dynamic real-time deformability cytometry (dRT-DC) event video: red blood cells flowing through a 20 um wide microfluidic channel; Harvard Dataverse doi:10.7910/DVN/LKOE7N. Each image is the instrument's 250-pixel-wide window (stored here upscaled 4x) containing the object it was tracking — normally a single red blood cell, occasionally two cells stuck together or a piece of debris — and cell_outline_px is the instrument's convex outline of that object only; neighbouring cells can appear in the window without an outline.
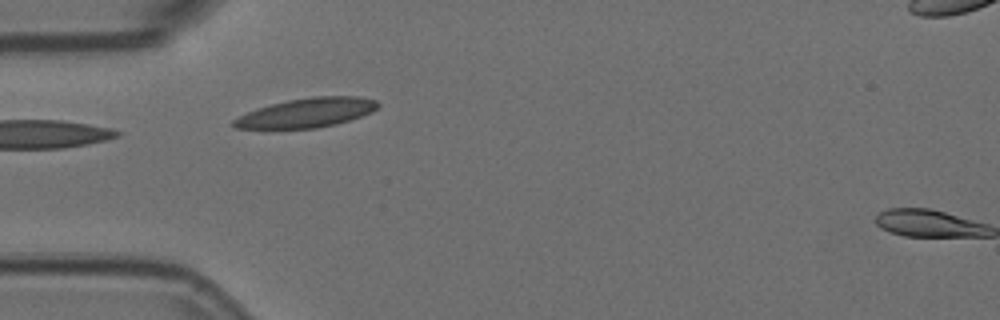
{"species": "Egyptian fruit bat (a non-hibernating species)", "species_latin": "Rousettus aegyptiacus", "temperature_condition": "room temperature", "stored_images_in_passage": 2, "segment_of_instrument_passage": [1, 2], "camera_frame_rate_fps": 3000, "um_per_image_px": 0.085, "animal": {"sex": "female"}, "frame": {"image": 1, "passage_image": 1, "time_ms": 0.0, "image_size_px": [1000, 320], "cell_outline_px": [[380, 104], [372, 112], [336, 124], [316, 128], [232, 128], [232, 120], [256, 108], [288, 100], [312, 96], [360, 96], [376, 100]], "centroid_in_image_um": [26.08, 9.57], "position_along_channel_um": 58.9, "area_um2": 24.45}}